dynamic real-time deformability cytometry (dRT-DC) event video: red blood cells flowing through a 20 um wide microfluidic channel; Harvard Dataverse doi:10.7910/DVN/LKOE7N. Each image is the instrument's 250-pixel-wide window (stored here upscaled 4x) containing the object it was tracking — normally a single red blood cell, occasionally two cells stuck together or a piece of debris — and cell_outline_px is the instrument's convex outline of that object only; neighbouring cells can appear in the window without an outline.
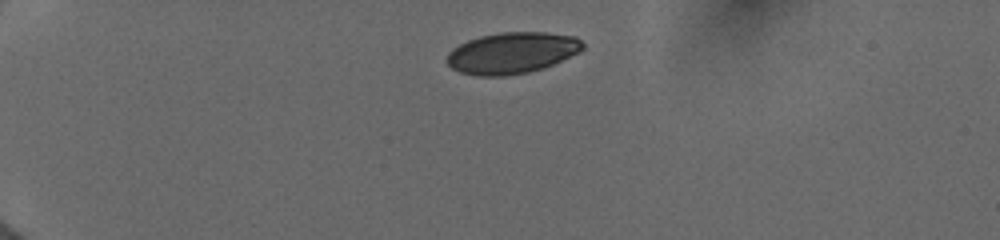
{"species": "human", "species_latin": "Homo sapiens", "temperature_condition": "cold", "stored_images_in_passage": 9, "camera_frame_rate_fps": 3000, "um_per_image_px": 0.085, "donor": {"sex": "female"}, "frame": {"image": 1, "passage_image": 1, "time_ms": 0.0, "image_size_px": [1000, 240], "cell_outline_px": [[584, 48], [580, 52], [544, 68], [528, 72], [508, 76], [476, 76], [460, 72], [452, 68], [444, 60], [448, 52], [452, 48], [468, 40], [480, 36], [500, 32], [544, 32], [576, 36], [584, 44]], "centroid_in_image_um": [43.5, 4.5], "position_along_channel_um": 41.5, "area_um2": 33.0}}
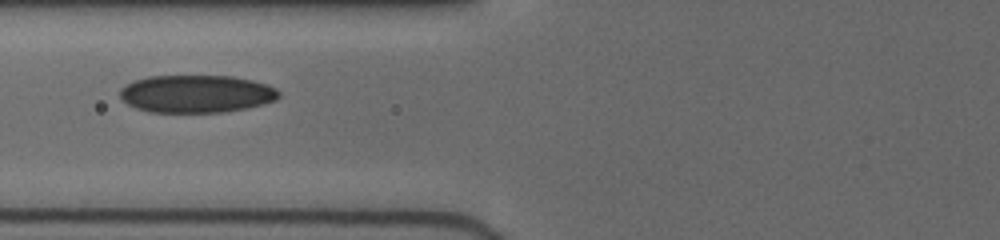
{"frame": {"image": 2, "passage_image": 7, "time_ms": 3.333, "image_size_px": [1000, 240], "cell_outline_px": [[280, 96], [276, 100], [264, 104], [248, 108], [224, 112], [152, 112], [136, 108], [128, 104], [120, 96], [120, 88], [136, 80], [148, 76], [232, 76], [252, 80], [268, 84], [276, 88], [280, 92]], "centroid_in_image_um": [16.74, 7.97], "position_along_channel_um": 109.1, "area_um2": 34.97}}